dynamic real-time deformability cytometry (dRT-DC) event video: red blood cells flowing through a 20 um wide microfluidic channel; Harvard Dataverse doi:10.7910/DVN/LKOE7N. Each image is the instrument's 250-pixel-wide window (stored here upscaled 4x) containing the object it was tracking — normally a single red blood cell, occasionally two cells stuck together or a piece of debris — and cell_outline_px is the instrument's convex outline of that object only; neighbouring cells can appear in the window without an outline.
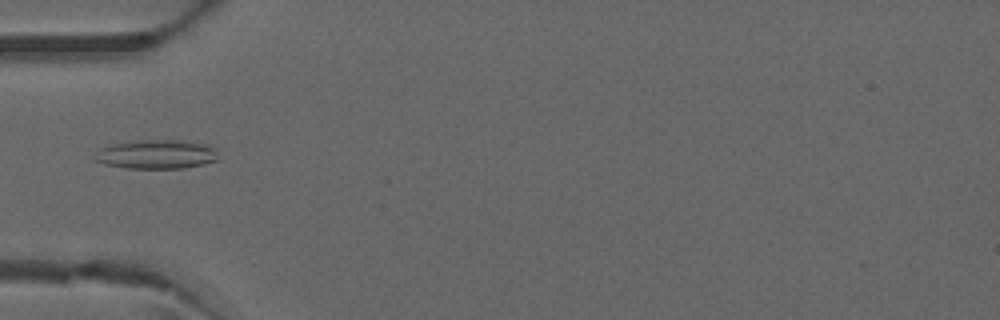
{"species": "common noctule bat (a hibernating species)", "species_latin": "Nyctalus noctula", "temperature_condition": "warm", "stored_images_in_passage": 34, "camera_frame_rate_fps": 3000, "um_per_image_px": 0.085, "animal": {"sex": "male", "forearm_length_mm": 52.5}, "frame": {"image": 1, "passage_image": 1, "time_ms": 0.0, "image_size_px": [1000, 320], "cell_outline_px": [[220, 160], [204, 164], [184, 168], [128, 168], [104, 164], [96, 160], [100, 148], [112, 144], [128, 140], [180, 140], [208, 144], [216, 148]], "centroid_in_image_um": [13.38, 13.1], "position_along_channel_um": 71.6, "area_um2": 21.1}}
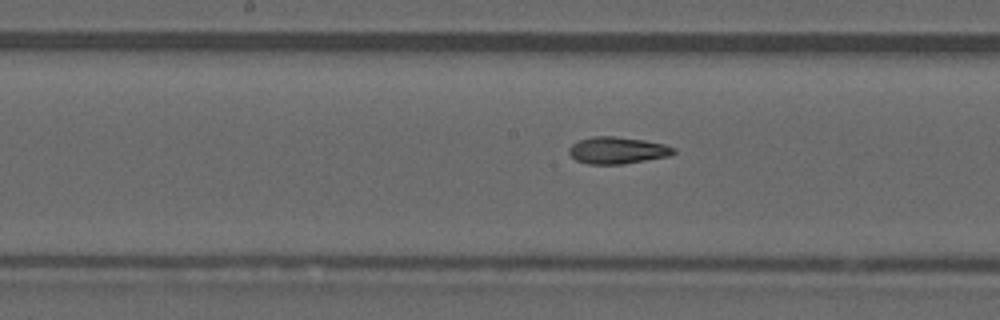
{"frame": {"image": 2, "passage_image": 10, "time_ms": 3.0, "image_size_px": [1000, 320], "cell_outline_px": [[676, 152], [668, 156], [624, 164], [588, 164], [576, 160], [568, 152], [568, 148], [572, 144], [580, 140], [592, 136], [612, 136], [644, 140], [664, 144], [676, 148]], "centroid_in_image_um": [52.47, 12.78], "position_along_channel_um": 195.7, "area_um2": 16.36}}
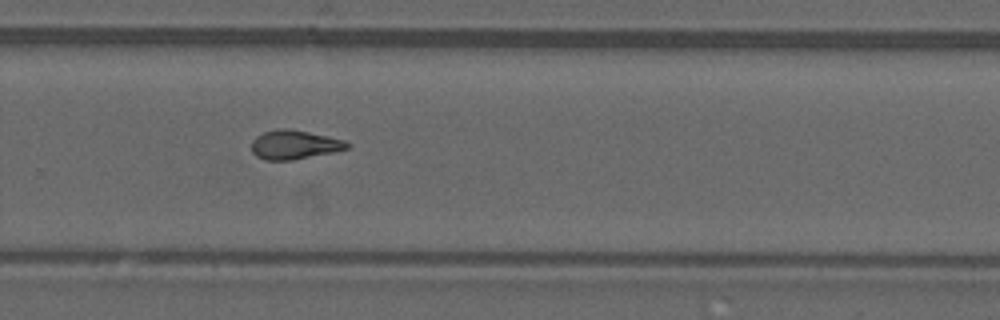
{"frame": {"image": 3, "passage_image": 18, "time_ms": 5.667, "image_size_px": [1000, 320], "cell_outline_px": [[352, 144], [348, 148], [332, 152], [292, 160], [264, 160], [256, 156], [252, 152], [252, 140], [256, 136], [264, 132], [280, 128], [288, 128], [328, 136], [344, 140]], "centroid_in_image_um": [25.01, 12.3], "position_along_channel_um": 304.8, "area_um2": 16.13}, "authors_computed_cell_mechanics": {"area_um2": 16.1262, "velocity_mm_per_s": 4.113, "shape_relaxation_time_tau1_ms": null, "shape_relaxation_time_tau2_ms": 3.1654, "deformation_change_tau1": null, "deformation_change_tau2": 0.1139}}